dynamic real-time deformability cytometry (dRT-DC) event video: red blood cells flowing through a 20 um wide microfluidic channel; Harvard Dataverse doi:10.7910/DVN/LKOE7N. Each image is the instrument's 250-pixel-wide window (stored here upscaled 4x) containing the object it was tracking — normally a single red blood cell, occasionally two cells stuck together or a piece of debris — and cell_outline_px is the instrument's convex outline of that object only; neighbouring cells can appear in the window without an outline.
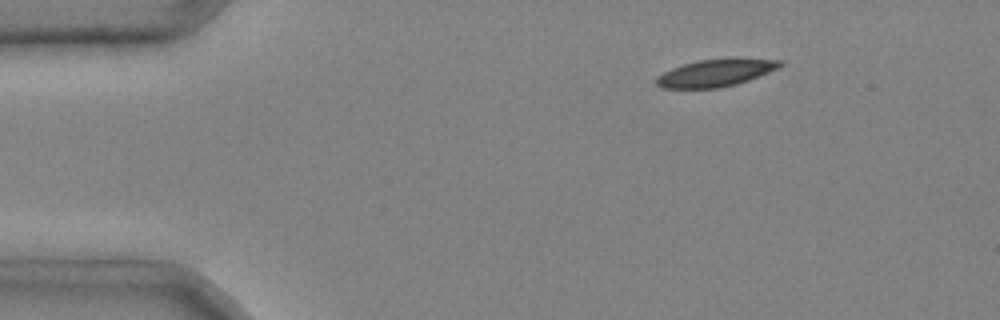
{"species": "common noctule bat (a hibernating species)", "species_latin": "Nyctalus noctula", "temperature_condition": "cold", "stored_images_in_passage": 3, "camera_frame_rate_fps": 3000, "um_per_image_px": 0.085, "animal": {"sex": "male", "body_mass_g": 20.4}, "frame": {"image": 1, "passage_image": 3, "time_ms": 0.667, "image_size_px": [1000, 320], "cell_outline_px": [[784, 64], [768, 72], [748, 80], [736, 84], [720, 88], [660, 88], [656, 84], [656, 76], [672, 68], [684, 64], [700, 60], [784, 60]], "centroid_in_image_um": [60.75, 6.23], "position_along_channel_um": 24.3, "area_um2": 18.9}}